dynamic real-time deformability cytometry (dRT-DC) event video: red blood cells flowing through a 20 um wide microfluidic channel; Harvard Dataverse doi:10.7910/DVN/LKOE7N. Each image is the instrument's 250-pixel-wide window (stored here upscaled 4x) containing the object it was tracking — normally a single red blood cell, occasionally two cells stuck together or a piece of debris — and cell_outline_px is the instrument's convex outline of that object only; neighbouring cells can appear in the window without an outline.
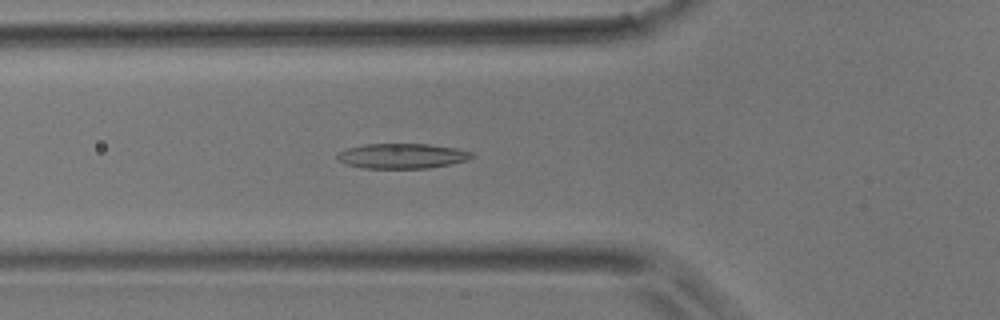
{"species": "common noctule bat (a hibernating species)", "species_latin": "Nyctalus noctula", "temperature_condition": "room temperature", "stored_images_in_passage": 13, "camera_frame_rate_fps": 3000, "um_per_image_px": 0.085, "animal": {"sex": "male", "body_mass_g": 17.9}, "frame": {"image": 1, "passage_image": 10, "time_ms": 3.0, "image_size_px": [1000, 320], "cell_outline_px": [[476, 156], [468, 160], [452, 164], [428, 168], [364, 168], [348, 164], [340, 160], [336, 156], [340, 152], [348, 148], [364, 144], [428, 144], [456, 148], [472, 152]], "centroid_in_image_um": [34.25, 13.25], "position_along_channel_um": 91.5, "area_um2": 19.54}}
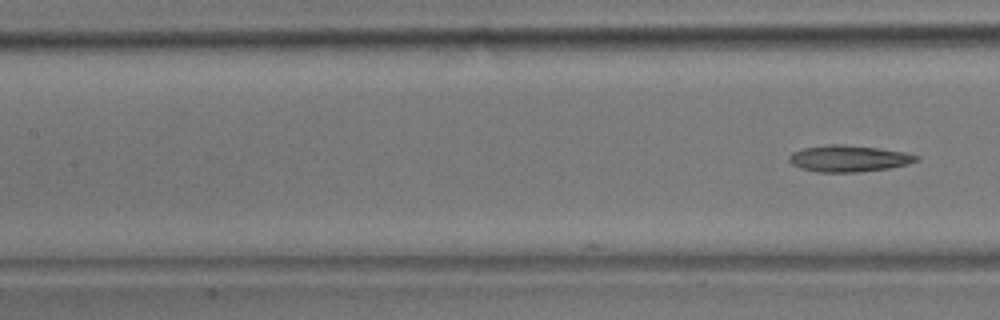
{"frame": {"image": 2, "passage_image": 13, "time_ms": 4.0, "image_size_px": [1000, 320], "cell_outline_px": [[920, 160], [908, 164], [888, 168], [856, 172], [820, 172], [800, 168], [792, 164], [788, 160], [788, 156], [792, 152], [804, 148], [828, 144], [844, 144], [876, 148], [904, 152], [920, 156]], "centroid_in_image_um": [72.13, 13.47], "position_along_channel_um": 135.3, "area_um2": 19.59}}